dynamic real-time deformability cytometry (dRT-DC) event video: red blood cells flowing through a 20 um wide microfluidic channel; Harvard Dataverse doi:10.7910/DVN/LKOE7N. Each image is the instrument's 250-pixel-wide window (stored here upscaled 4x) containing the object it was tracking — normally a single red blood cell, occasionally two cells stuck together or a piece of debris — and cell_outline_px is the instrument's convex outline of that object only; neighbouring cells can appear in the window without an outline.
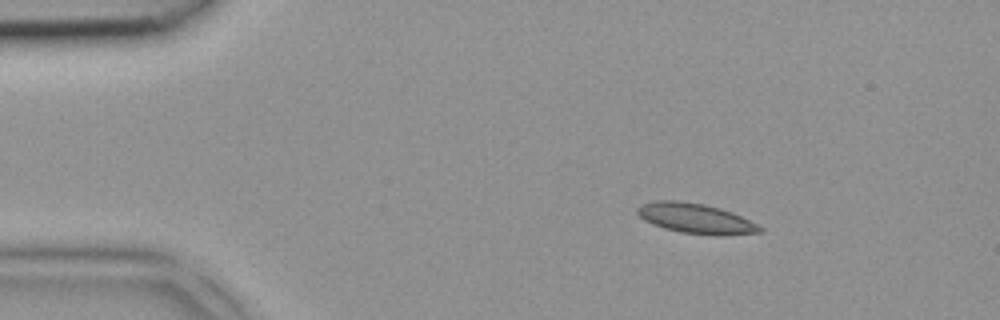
{"species": "common noctule bat (a hibernating species)", "species_latin": "Nyctalus noctula", "temperature_condition": "room temperature", "stored_images_in_passage": 5, "camera_frame_rate_fps": 3000, "um_per_image_px": 0.085, "animal": {"sex": "female", "body_mass_g": 18.4}, "frame": {"image": 1, "passage_image": 1, "time_ms": 0.0, "image_size_px": [1000, 320], "cell_outline_px": [[764, 232], [724, 236], [716, 236], [680, 232], [664, 228], [652, 224], [644, 220], [636, 212], [636, 208], [644, 204], [656, 200], [676, 200], [704, 204], [720, 208], [732, 212], [764, 228]], "centroid_in_image_um": [59.15, 18.58], "position_along_channel_um": 25.8, "area_um2": 21.56}}
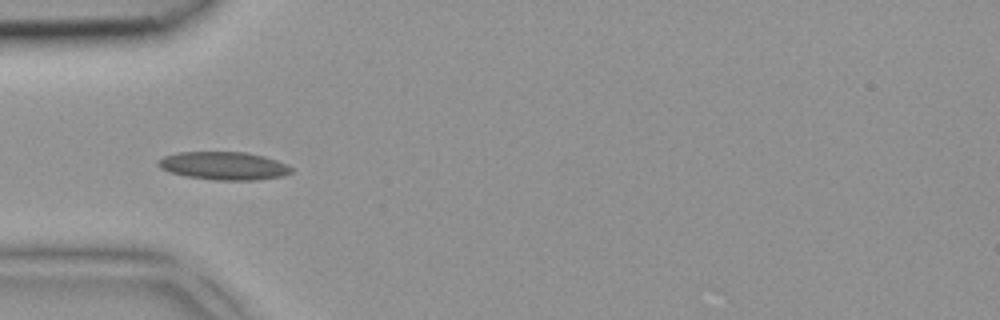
{"frame": {"image": 2, "passage_image": 3, "time_ms": 0.667, "image_size_px": [1000, 320], "cell_outline_px": [[292, 172], [284, 176], [256, 180], [216, 180], [188, 176], [168, 172], [160, 168], [156, 164], [156, 160], [164, 156], [180, 152], [248, 152], [264, 156], [276, 160], [292, 168]], "centroid_in_image_um": [19.0, 14.09], "position_along_channel_um": 66.0, "area_um2": 21.79}}